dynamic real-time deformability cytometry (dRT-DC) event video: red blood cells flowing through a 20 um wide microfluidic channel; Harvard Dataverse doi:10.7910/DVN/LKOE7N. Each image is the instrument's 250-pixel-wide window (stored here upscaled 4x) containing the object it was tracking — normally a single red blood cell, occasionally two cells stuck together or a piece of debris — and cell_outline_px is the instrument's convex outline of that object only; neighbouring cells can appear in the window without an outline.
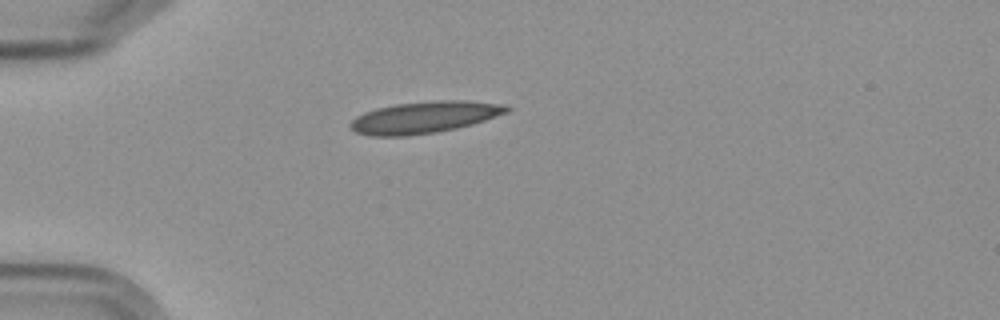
{"species": "Egyptian fruit bat (a non-hibernating species)", "species_latin": "Rousettus aegyptiacus", "temperature_condition": "cold", "stored_images_in_passage": 12, "camera_frame_rate_fps": 3000, "um_per_image_px": 0.085, "frame": {"image": 1, "passage_image": 1, "time_ms": 0.0, "image_size_px": [1000, 320], "cell_outline_px": [[512, 108], [508, 112], [472, 124], [456, 128], [436, 132], [404, 136], [368, 136], [356, 132], [348, 128], [348, 124], [356, 116], [364, 112], [376, 108], [396, 104], [436, 100], [464, 100], [508, 104]], "centroid_in_image_um": [36.06, 9.96], "position_along_channel_um": 48.9, "area_um2": 29.13}}
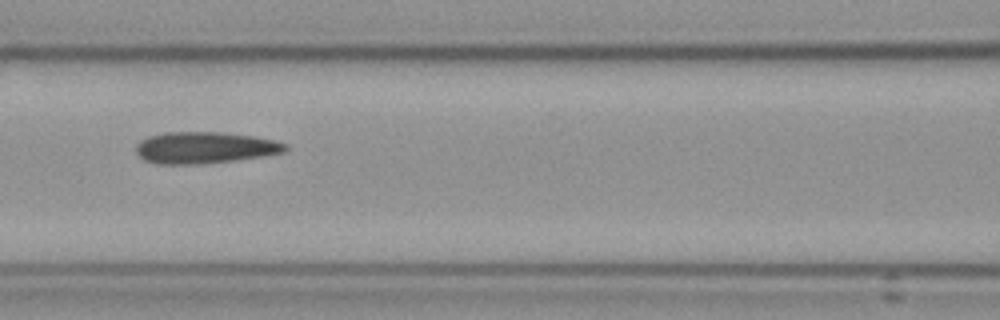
{"frame": {"image": 2, "passage_image": 4, "time_ms": 3.333, "image_size_px": [1000, 320], "cell_outline_px": [[288, 148], [284, 152], [264, 156], [232, 160], [192, 164], [160, 164], [144, 160], [136, 152], [136, 144], [140, 140], [148, 136], [164, 132], [216, 132], [256, 136], [276, 140], [288, 144]], "centroid_in_image_um": [17.41, 12.54], "position_along_channel_um": 149.2, "area_um2": 27.46}}
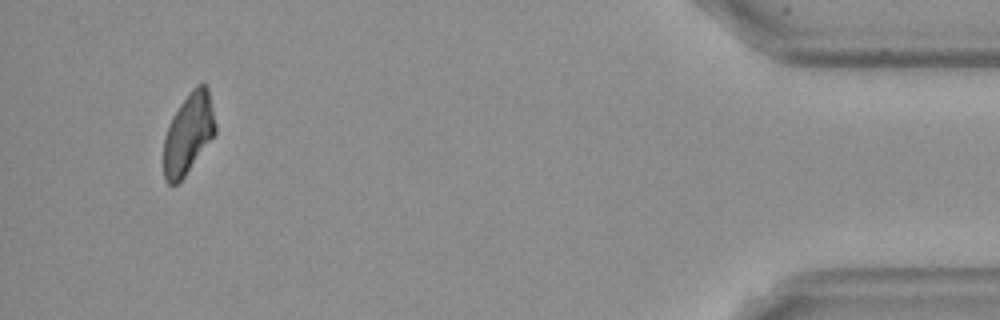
{"frame": {"image": 3, "passage_image": 11, "time_ms": 12.667, "image_size_px": [1000, 320], "cell_outline_px": [[216, 132], [184, 176], [176, 184], [168, 184], [164, 180], [164, 136], [168, 124], [172, 116], [180, 104], [192, 88], [196, 84], [204, 84], [208, 88], [216, 124]], "centroid_in_image_um": [16.0, 11.33], "position_along_channel_um": 419.2, "area_um2": 24.04}, "authors_computed_cell_mechanics": {"area_um2": 27.166, "velocity_mm_per_s": 3.6064, "shape_relaxation_time_tau1_ms": null, "shape_relaxation_time_tau2_ms": 2.0578, "deformation_change_tau1": null, "deformation_change_tau2": 0.0749}}